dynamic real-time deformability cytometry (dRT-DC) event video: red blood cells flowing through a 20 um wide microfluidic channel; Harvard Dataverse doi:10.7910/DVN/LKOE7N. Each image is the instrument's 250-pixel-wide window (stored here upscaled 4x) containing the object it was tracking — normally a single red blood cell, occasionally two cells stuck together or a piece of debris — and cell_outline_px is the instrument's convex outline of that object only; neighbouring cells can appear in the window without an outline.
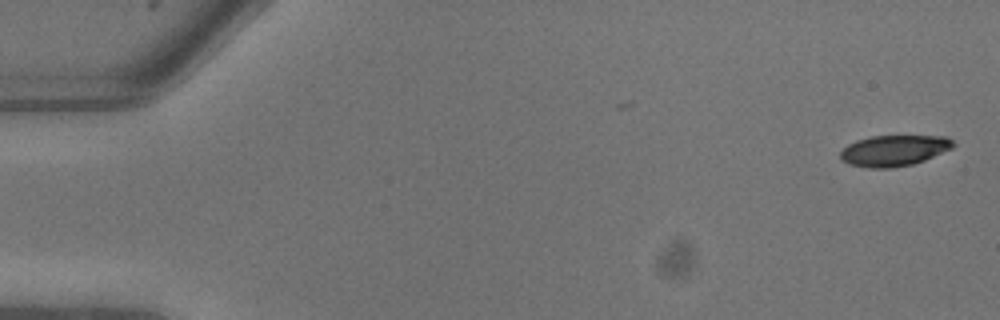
{"species": "common noctule bat (a hibernating species)", "species_latin": "Nyctalus noctula", "temperature_condition": "warm", "stored_images_in_passage": 4, "camera_frame_rate_fps": 3000, "um_per_image_px": 0.085, "animal": {"sex": "male", "body_mass_g": 13.3}, "frame": {"image": 1, "passage_image": 1, "time_ms": 0.0, "image_size_px": [1000, 320], "cell_outline_px": [[956, 144], [952, 148], [924, 160], [912, 164], [888, 168], [872, 168], [852, 164], [844, 160], [840, 156], [840, 152], [848, 144], [856, 140], [872, 136], [948, 136]], "centroid_in_image_um": [76.02, 12.78], "position_along_channel_um": 9.0, "area_um2": 20.06}}